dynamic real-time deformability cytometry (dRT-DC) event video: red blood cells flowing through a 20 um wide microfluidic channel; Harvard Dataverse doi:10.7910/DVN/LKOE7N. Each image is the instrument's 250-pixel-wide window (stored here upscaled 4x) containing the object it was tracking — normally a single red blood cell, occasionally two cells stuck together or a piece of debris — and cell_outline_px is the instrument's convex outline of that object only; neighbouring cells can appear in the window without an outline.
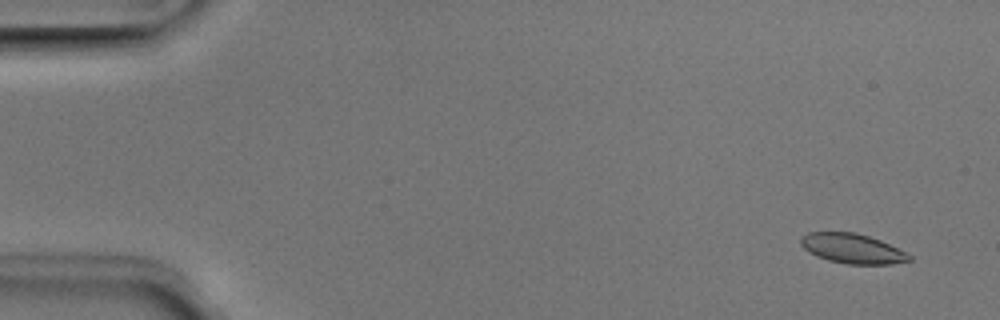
{"species": "Egyptian fruit bat (a non-hibernating species)", "species_latin": "Rousettus aegyptiacus", "temperature_condition": "room temperature", "stored_images_in_passage": 5, "camera_frame_rate_fps": 3000, "um_per_image_px": 0.085, "animal": {"sex": "male"}, "frame": {"image": 1, "passage_image": 1, "time_ms": 0.0, "image_size_px": [1000, 320], "cell_outline_px": [[912, 260], [892, 264], [848, 264], [828, 260], [816, 256], [808, 252], [800, 244], [800, 236], [808, 232], [856, 232], [880, 240], [908, 252], [912, 256]], "centroid_in_image_um": [72.45, 21.12], "position_along_channel_um": 12.5, "area_um2": 19.02}}
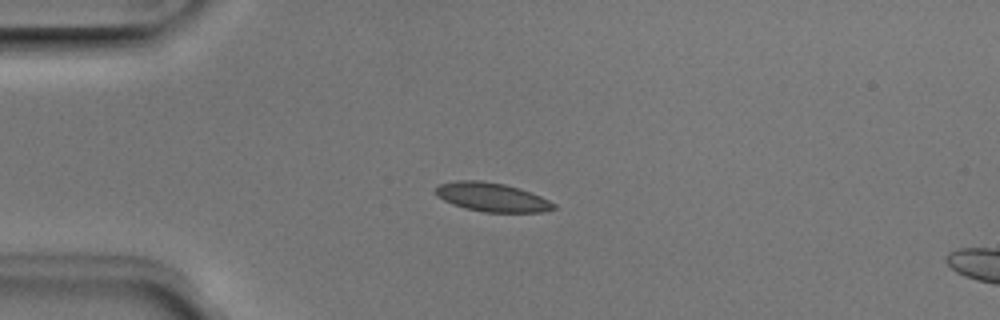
{"frame": {"image": 2, "passage_image": 4, "time_ms": 1.0, "image_size_px": [1000, 320], "cell_outline_px": [[556, 208], [544, 212], [484, 212], [464, 208], [452, 204], [436, 196], [436, 188], [440, 184], [456, 180], [484, 180], [504, 184], [520, 188], [532, 192], [556, 204]], "centroid_in_image_um": [41.82, 16.75], "position_along_channel_um": 43.2, "area_um2": 20.0}}